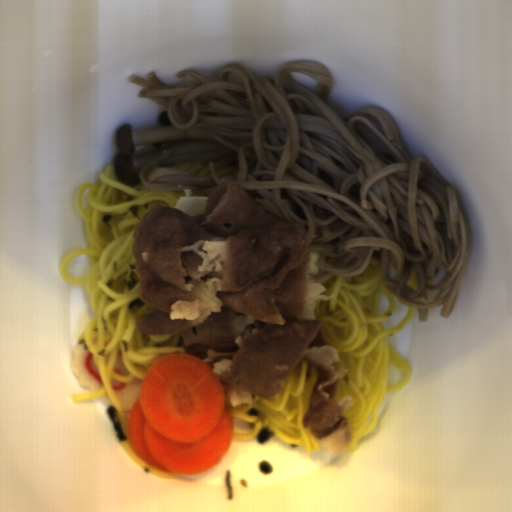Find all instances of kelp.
<instances>
[{
  "mask_svg": "<svg viewBox=\"0 0 512 512\" xmlns=\"http://www.w3.org/2000/svg\"><path fill=\"white\" fill-rule=\"evenodd\" d=\"M105 413L108 416V418L113 426V429L116 433V436H117L119 442L126 441V437L124 435V432H123V429H122V426H121V423L119 420L117 409L113 405H109L107 407Z\"/></svg>",
  "mask_w": 512,
  "mask_h": 512,
  "instance_id": "obj_1",
  "label": "kelp"
},
{
  "mask_svg": "<svg viewBox=\"0 0 512 512\" xmlns=\"http://www.w3.org/2000/svg\"><path fill=\"white\" fill-rule=\"evenodd\" d=\"M134 268L135 265H129L130 275L123 281L126 290L129 291L138 284V278L134 272Z\"/></svg>",
  "mask_w": 512,
  "mask_h": 512,
  "instance_id": "obj_2",
  "label": "kelp"
},
{
  "mask_svg": "<svg viewBox=\"0 0 512 512\" xmlns=\"http://www.w3.org/2000/svg\"><path fill=\"white\" fill-rule=\"evenodd\" d=\"M273 436L274 432H272L269 427L264 426L256 435V440L261 444H264L265 442L273 438Z\"/></svg>",
  "mask_w": 512,
  "mask_h": 512,
  "instance_id": "obj_3",
  "label": "kelp"
},
{
  "mask_svg": "<svg viewBox=\"0 0 512 512\" xmlns=\"http://www.w3.org/2000/svg\"><path fill=\"white\" fill-rule=\"evenodd\" d=\"M225 485H226V489H227V499L232 500L234 495H233V491H232L230 470L225 471Z\"/></svg>",
  "mask_w": 512,
  "mask_h": 512,
  "instance_id": "obj_4",
  "label": "kelp"
},
{
  "mask_svg": "<svg viewBox=\"0 0 512 512\" xmlns=\"http://www.w3.org/2000/svg\"><path fill=\"white\" fill-rule=\"evenodd\" d=\"M259 471L262 473V474H266V475H270L273 471L270 463L266 462V461H262L260 462L259 466Z\"/></svg>",
  "mask_w": 512,
  "mask_h": 512,
  "instance_id": "obj_5",
  "label": "kelp"
},
{
  "mask_svg": "<svg viewBox=\"0 0 512 512\" xmlns=\"http://www.w3.org/2000/svg\"><path fill=\"white\" fill-rule=\"evenodd\" d=\"M145 303L139 298L135 301L130 302L129 304V312H135L139 310Z\"/></svg>",
  "mask_w": 512,
  "mask_h": 512,
  "instance_id": "obj_6",
  "label": "kelp"
},
{
  "mask_svg": "<svg viewBox=\"0 0 512 512\" xmlns=\"http://www.w3.org/2000/svg\"><path fill=\"white\" fill-rule=\"evenodd\" d=\"M246 412H247L248 416H251V417H256V416H259V414H260L259 410L255 409L253 407H250Z\"/></svg>",
  "mask_w": 512,
  "mask_h": 512,
  "instance_id": "obj_7",
  "label": "kelp"
}]
</instances>
